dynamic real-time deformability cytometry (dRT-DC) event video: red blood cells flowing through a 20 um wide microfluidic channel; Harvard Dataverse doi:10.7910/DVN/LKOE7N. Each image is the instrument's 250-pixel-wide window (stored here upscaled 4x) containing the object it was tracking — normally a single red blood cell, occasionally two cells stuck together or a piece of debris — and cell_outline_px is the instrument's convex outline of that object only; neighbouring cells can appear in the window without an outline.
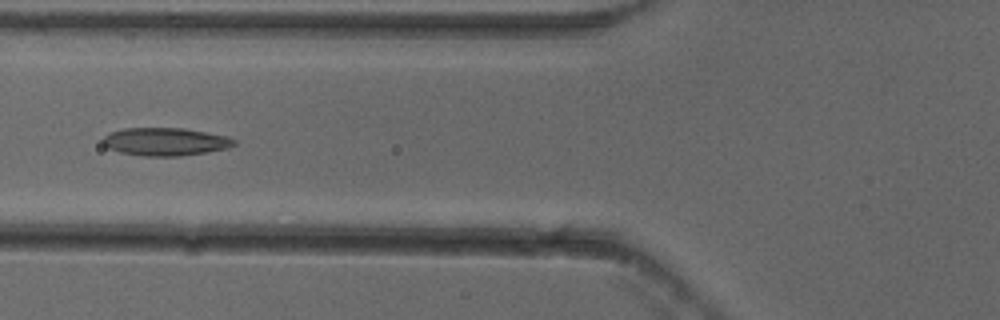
{"species": "common noctule bat (a hibernating species)", "species_latin": "Nyctalus noctula", "temperature_condition": "cold", "stored_images_in_passage": 46, "camera_frame_rate_fps": 3000, "um_per_image_px": 0.085, "animal": {"sex": "female"}, "frame": {"image": 1, "passage_image": 14, "time_ms": 4.333, "image_size_px": [1000, 320], "cell_outline_px": [[236, 144], [228, 148], [208, 152], [180, 156], [144, 156], [120, 152], [108, 148], [104, 144], [104, 136], [112, 132], [124, 128], [184, 128], [228, 136], [236, 140]], "centroid_in_image_um": [14.1, 12.04], "position_along_channel_um": 111.7, "area_um2": 21.33}}
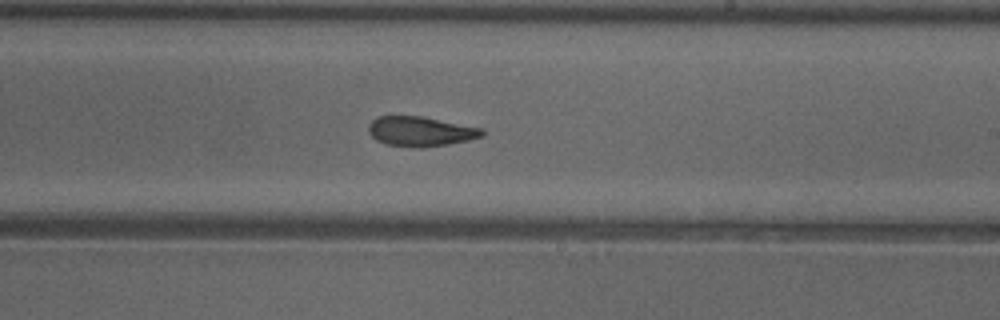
{"frame": {"image": 2, "passage_image": 25, "time_ms": 8.0, "image_size_px": [1000, 320], "cell_outline_px": [[484, 136], [468, 140], [448, 144], [420, 148], [416, 148], [388, 144], [376, 140], [368, 132], [368, 124], [376, 116], [420, 116], [484, 128]], "centroid_in_image_um": [35.74, 11.16], "position_along_channel_um": 253.3, "area_um2": 19.77}}
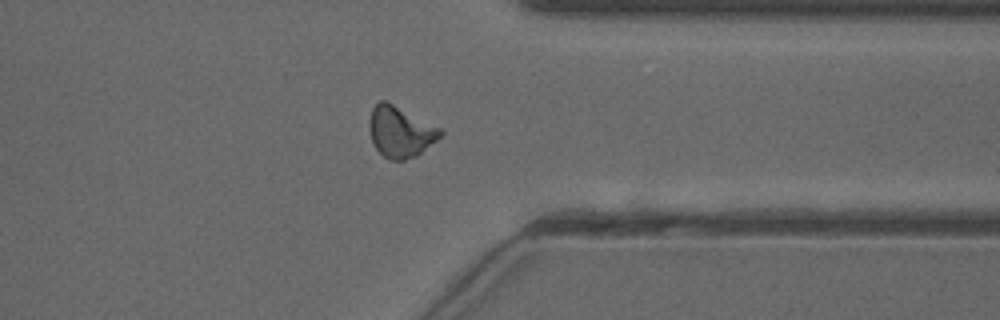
{"frame": {"image": 3, "passage_image": 35, "time_ms": 11.333, "image_size_px": [1000, 320], "cell_outline_px": [[444, 132], [436, 140], [416, 156], [404, 160], [388, 160], [372, 144], [368, 128], [368, 120], [372, 108], [380, 100], [384, 100], [440, 128]], "centroid_in_image_um": [33.97, 11.22], "position_along_channel_um": 377.4, "area_um2": 20.87}, "authors_computed_cell_mechanics": {"area_um2": 20.3456, "velocity_mm_per_s": 3.8552, "shape_relaxation_time_tau1_ms": 5.5206, "shape_relaxation_time_tau2_ms": 2.2881, "deformation_change_tau1": 0.1698, "deformation_change_tau2": 0.0993}}